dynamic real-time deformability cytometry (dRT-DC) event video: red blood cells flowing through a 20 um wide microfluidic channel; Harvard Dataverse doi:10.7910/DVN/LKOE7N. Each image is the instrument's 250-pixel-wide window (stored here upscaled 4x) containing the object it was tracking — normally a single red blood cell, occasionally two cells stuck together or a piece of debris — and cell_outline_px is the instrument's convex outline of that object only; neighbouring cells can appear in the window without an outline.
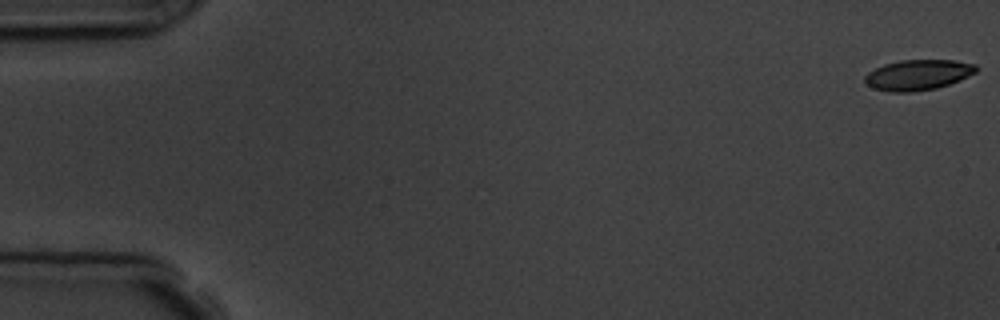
{"species": "common noctule bat (a hibernating species)", "species_latin": "Nyctalus noctula", "temperature_condition": "room temperature", "stored_images_in_passage": 8, "camera_frame_rate_fps": 3000, "um_per_image_px": 0.085, "animal": {"sex": "male", "body_mass_g": 19.5, "forearm_length_mm": 54.6}, "frame": {"image": 1, "passage_image": 1, "time_ms": 0.0, "image_size_px": [1000, 320], "cell_outline_px": [[980, 68], [976, 72], [960, 80], [936, 88], [912, 92], [892, 92], [872, 88], [864, 80], [864, 76], [868, 72], [884, 64], [900, 60], [956, 60], [976, 64]], "centroid_in_image_um": [78.05, 6.36], "position_along_channel_um": 6.9, "area_um2": 19.83}}
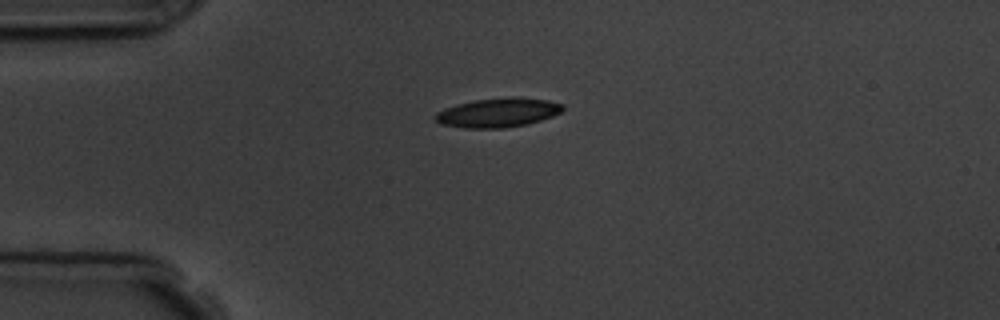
{"frame": {"image": 2, "passage_image": 5, "time_ms": 4.333, "image_size_px": [1000, 320], "cell_outline_px": [[564, 108], [560, 112], [552, 116], [528, 124], [504, 128], [464, 128], [440, 124], [432, 116], [436, 112], [444, 108], [456, 104], [476, 100], [512, 96], [548, 100], [564, 104]], "centroid_in_image_um": [42.3, 9.57], "position_along_channel_um": 42.7, "area_um2": 21.85}}